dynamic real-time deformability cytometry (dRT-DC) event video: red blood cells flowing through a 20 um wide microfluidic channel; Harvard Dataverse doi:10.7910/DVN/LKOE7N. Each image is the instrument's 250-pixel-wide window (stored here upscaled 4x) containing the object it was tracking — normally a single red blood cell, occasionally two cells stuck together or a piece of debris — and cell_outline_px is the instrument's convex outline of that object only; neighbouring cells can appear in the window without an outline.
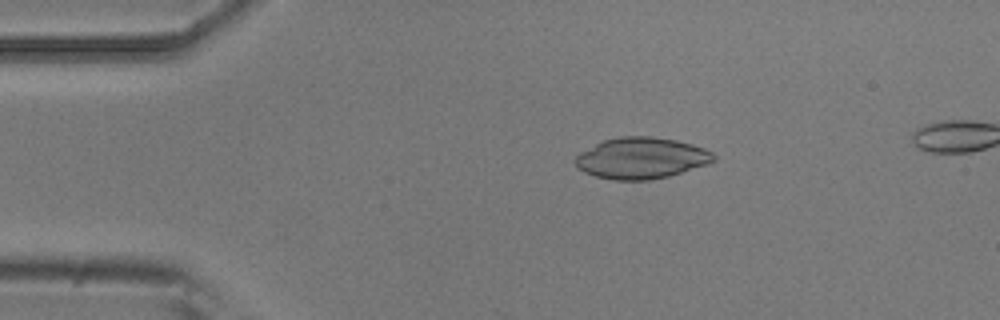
{"species": "common noctule bat (a hibernating species)", "species_latin": "Nyctalus noctula", "temperature_condition": "room temperature", "stored_images_in_passage": 5, "camera_frame_rate_fps": 3000, "um_per_image_px": 0.085, "animal": {"sex": "male", "body_mass_g": 20.5, "forearm_length_mm": 52.5}, "frame": {"image": 1, "passage_image": 3, "time_ms": 0.667, "image_size_px": [1000, 320], "cell_outline_px": [[716, 160], [708, 164], [668, 176], [648, 180], [612, 180], [596, 176], [584, 172], [576, 168], [576, 156], [580, 152], [604, 140], [620, 136], [652, 136], [676, 140], [692, 144], [704, 148], [712, 152], [716, 156]], "centroid_in_image_um": [54.52, 13.44], "position_along_channel_um": 30.5, "area_um2": 33.23}}